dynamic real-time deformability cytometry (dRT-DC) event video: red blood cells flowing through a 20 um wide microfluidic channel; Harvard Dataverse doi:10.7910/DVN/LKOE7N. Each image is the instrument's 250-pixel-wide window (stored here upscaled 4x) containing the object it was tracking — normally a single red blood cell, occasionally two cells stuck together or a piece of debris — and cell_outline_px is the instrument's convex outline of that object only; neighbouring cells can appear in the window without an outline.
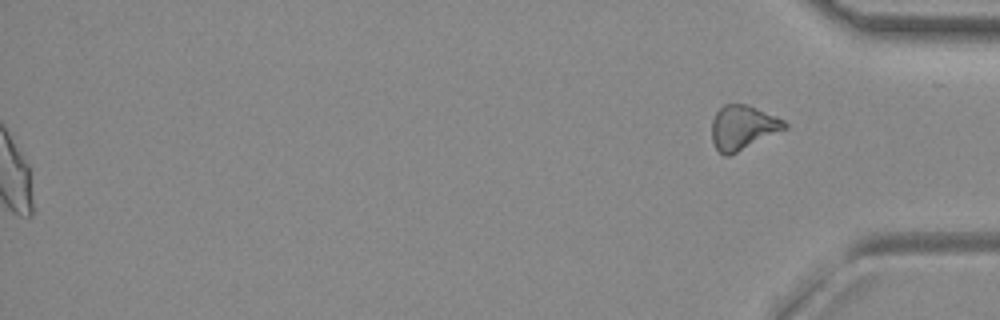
{"species": "common noctule bat (a hibernating species)", "species_latin": "Nyctalus noctula", "temperature_condition": "room temperature", "stored_images_in_passage": 37, "segment_of_instrument_passage": [2, 2], "camera_frame_rate_fps": 3000, "um_per_image_px": 0.085, "animal": {"sex": "female", "body_mass_g": 29.2, "forearm_length_mm": 56.3}, "frame": {"image": 1, "passage_image": 37, "time_ms": 12.0, "image_size_px": [1000, 320], "cell_outline_px": [[788, 128], [728, 156], [724, 156], [716, 148], [712, 140], [712, 120], [716, 112], [724, 104], [748, 104], [784, 120], [788, 124]], "centroid_in_image_um": [63.14, 10.83], "position_along_channel_um": 372.1, "area_um2": 18.73}}